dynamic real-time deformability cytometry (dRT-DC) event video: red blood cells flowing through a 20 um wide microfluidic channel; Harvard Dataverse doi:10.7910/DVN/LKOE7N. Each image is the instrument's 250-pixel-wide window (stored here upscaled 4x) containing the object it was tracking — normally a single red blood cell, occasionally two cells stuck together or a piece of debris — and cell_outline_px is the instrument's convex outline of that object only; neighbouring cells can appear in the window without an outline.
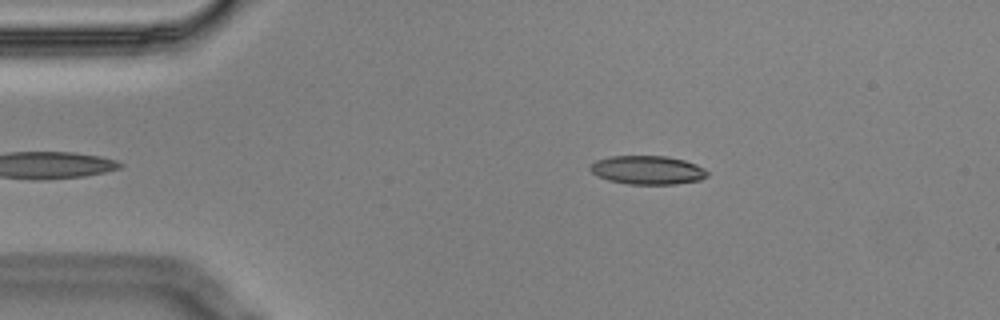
{"species": "Egyptian fruit bat (a non-hibernating species)", "species_latin": "Rousettus aegyptiacus", "temperature_condition": "cold", "stored_images_in_passage": 3, "camera_frame_rate_fps": 3000, "um_per_image_px": 0.085, "animal": {"sex": "male"}, "frame": {"image": 1, "passage_image": 1, "time_ms": 0.0, "image_size_px": [1000, 320], "cell_outline_px": [[708, 176], [700, 180], [676, 184], [628, 184], [608, 180], [592, 172], [588, 168], [596, 160], [612, 156], [668, 156], [684, 160], [696, 164], [704, 168], [708, 172]], "centroid_in_image_um": [55.07, 14.45], "position_along_channel_um": 29.9, "area_um2": 19.54}}
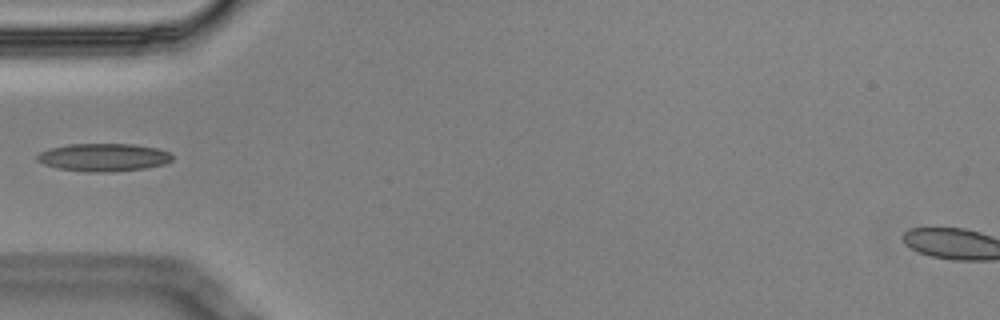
{"frame": {"image": 2, "passage_image": 3, "time_ms": 0.667, "image_size_px": [1000, 320], "cell_outline_px": [[172, 160], [164, 164], [144, 168], [108, 172], [88, 172], [60, 168], [44, 164], [36, 160], [36, 156], [40, 152], [48, 148], [68, 144], [132, 144], [156, 148], [168, 152], [172, 156]], "centroid_in_image_um": [8.77, 13.37], "position_along_channel_um": 76.2, "area_um2": 21.79}}